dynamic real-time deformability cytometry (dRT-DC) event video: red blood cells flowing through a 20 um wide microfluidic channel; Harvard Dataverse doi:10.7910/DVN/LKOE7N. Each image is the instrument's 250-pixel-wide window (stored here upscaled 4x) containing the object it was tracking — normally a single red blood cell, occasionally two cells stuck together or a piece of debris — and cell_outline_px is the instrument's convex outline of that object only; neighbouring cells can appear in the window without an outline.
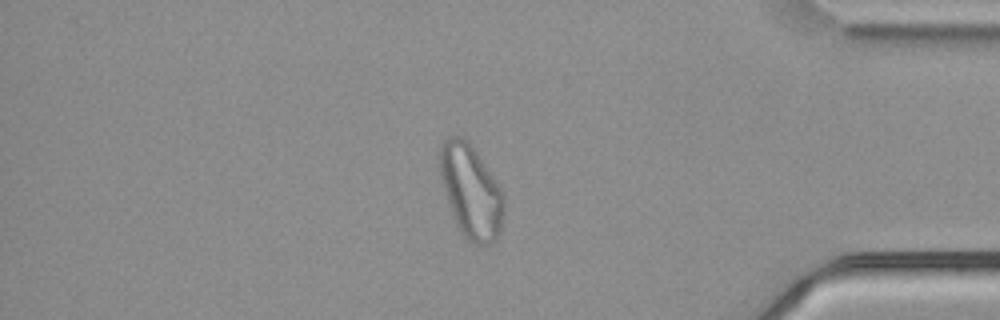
{"species": "common noctule bat (a hibernating species)", "species_latin": "Nyctalus noctula", "temperature_condition": "cold", "stored_images_in_passage": 56, "camera_frame_rate_fps": 3000, "um_per_image_px": 0.085, "animal": {"sex": "male", "body_mass_g": 21.5, "forearm_length_mm": 52.0}, "frame": {"image": 1, "passage_image": 48, "time_ms": 15.667, "image_size_px": [1000, 320], "cell_outline_px": [[504, 216], [500, 232], [496, 240], [488, 244], [472, 244], [460, 232], [456, 224], [440, 176], [440, 144], [448, 136], [460, 136], [476, 152], [500, 188], [504, 196]], "centroid_in_image_um": [40.04, 16.31], "position_along_channel_um": 395.2, "area_um2": 34.28}}